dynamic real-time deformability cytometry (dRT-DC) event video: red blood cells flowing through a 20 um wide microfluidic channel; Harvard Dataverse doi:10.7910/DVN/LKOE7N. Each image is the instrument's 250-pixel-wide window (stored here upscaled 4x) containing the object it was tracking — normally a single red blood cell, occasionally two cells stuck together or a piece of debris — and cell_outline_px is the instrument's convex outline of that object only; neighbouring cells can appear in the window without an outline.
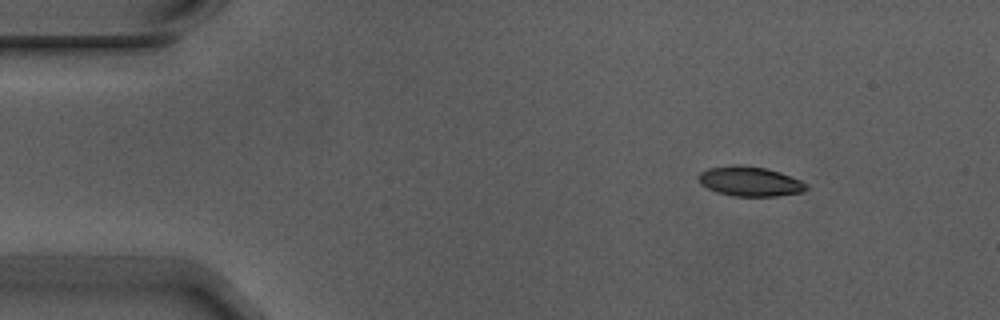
{"species": "Egyptian fruit bat (a non-hibernating species)", "species_latin": "Rousettus aegyptiacus", "temperature_condition": "warm", "stored_images_in_passage": 2, "camera_frame_rate_fps": 3000, "um_per_image_px": 0.085, "animal": {"sex": "male"}, "frame": {"image": 1, "passage_image": 2, "time_ms": 0.333, "image_size_px": [1000, 320], "cell_outline_px": [[808, 188], [804, 192], [776, 196], [736, 196], [720, 192], [708, 188], [700, 184], [696, 176], [700, 172], [708, 168], [736, 164], [740, 164], [768, 168], [780, 172], [800, 180], [808, 184]], "centroid_in_image_um": [63.75, 15.4], "position_along_channel_um": 21.2, "area_um2": 18.79}}